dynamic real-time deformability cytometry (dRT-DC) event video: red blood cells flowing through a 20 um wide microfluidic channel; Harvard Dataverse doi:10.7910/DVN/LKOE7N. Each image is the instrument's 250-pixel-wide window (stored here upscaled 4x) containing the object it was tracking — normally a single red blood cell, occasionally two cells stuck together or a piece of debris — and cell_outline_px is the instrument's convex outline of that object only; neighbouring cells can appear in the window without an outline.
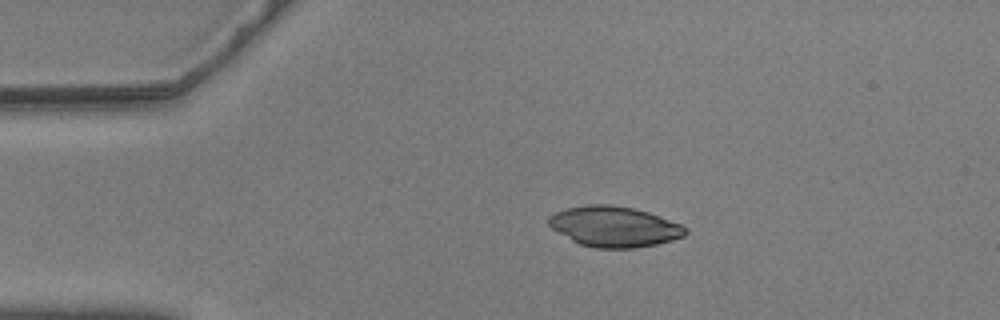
{"species": "common noctule bat (a hibernating species)", "species_latin": "Nyctalus noctula", "temperature_condition": "warm", "stored_images_in_passage": 46, "camera_frame_rate_fps": 3000, "um_per_image_px": 0.085, "animal": {"sex": "male", "body_mass_g": 20.5, "forearm_length_mm": 52.5}, "frame": {"image": 1, "passage_image": 1, "time_ms": 0.0, "image_size_px": [1000, 320], "cell_outline_px": [[688, 232], [684, 236], [672, 240], [656, 244], [632, 248], [596, 248], [580, 244], [572, 240], [552, 228], [548, 224], [548, 216], [556, 212], [568, 208], [584, 204], [612, 204], [632, 208], [648, 212], [660, 216], [680, 224], [688, 228]], "centroid_in_image_um": [52.22, 19.25], "position_along_channel_um": 32.8, "area_um2": 32.19}}
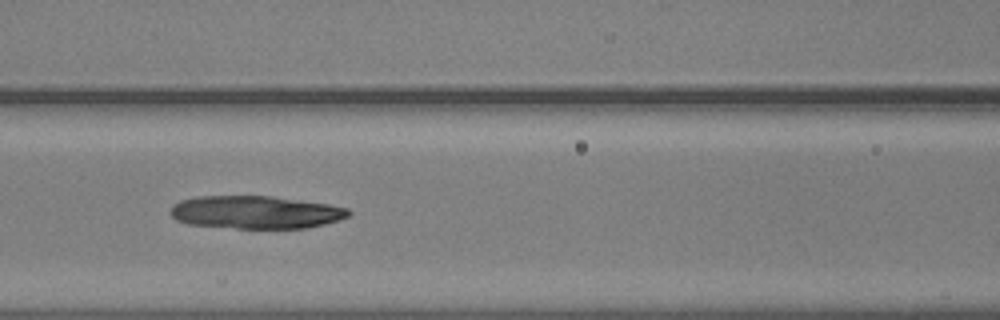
{"frame": {"image": 2, "passage_image": 14, "time_ms": 4.333, "image_size_px": [1000, 320], "cell_outline_px": [[352, 212], [348, 216], [340, 220], [308, 228], [236, 228], [188, 224], [176, 220], [168, 212], [172, 204], [180, 200], [196, 196], [272, 196], [328, 204], [348, 208]], "centroid_in_image_um": [21.7, 18.04], "position_along_channel_um": 144.9, "area_um2": 34.33}}
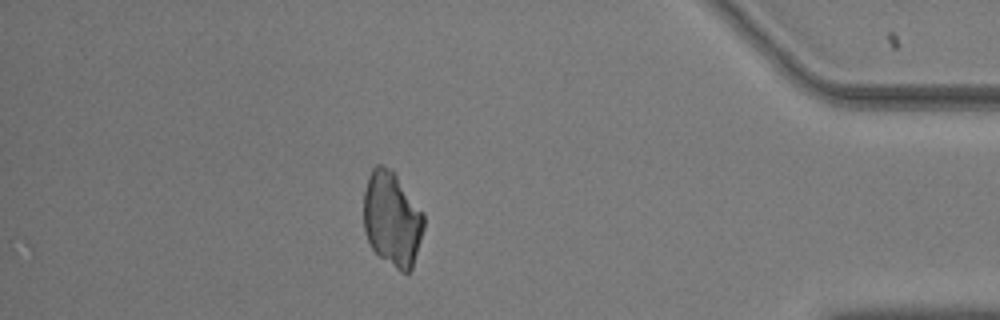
{"frame": {"image": 3, "passage_image": 39, "time_ms": 12.667, "image_size_px": [1000, 320], "cell_outline_px": [[424, 228], [412, 268], [408, 272], [400, 272], [380, 256], [372, 248], [364, 232], [364, 192], [368, 176], [372, 168], [376, 164], [380, 164], [392, 168], [396, 172], [424, 212]], "centroid_in_image_um": [33.33, 18.55], "position_along_channel_um": 401.9, "area_um2": 33.64}}